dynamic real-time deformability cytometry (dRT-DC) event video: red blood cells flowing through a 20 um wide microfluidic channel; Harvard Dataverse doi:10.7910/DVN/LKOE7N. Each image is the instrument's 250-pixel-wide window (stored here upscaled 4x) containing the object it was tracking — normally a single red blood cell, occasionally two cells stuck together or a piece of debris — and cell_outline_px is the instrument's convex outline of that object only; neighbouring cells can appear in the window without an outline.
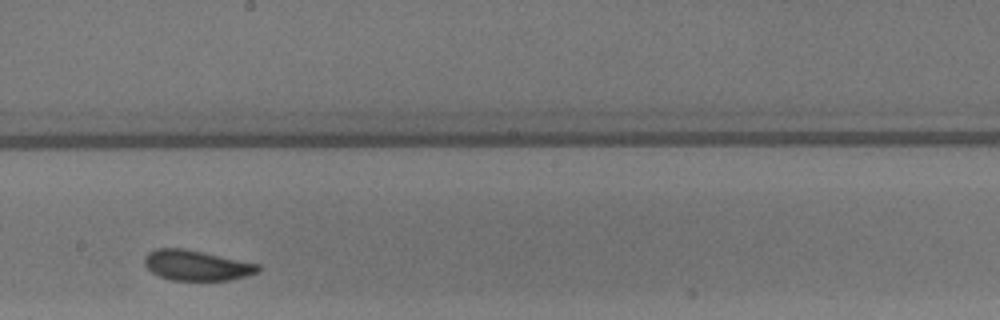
{"species": "common noctule bat (a hibernating species)", "species_latin": "Nyctalus noctula", "temperature_condition": "warm", "stored_images_in_passage": 18, "camera_frame_rate_fps": 3000, "um_per_image_px": 0.085, "animal": {"sex": "male", "body_mass_g": 13.3}, "frame": {"image": 1, "passage_image": 13, "time_ms": 4.0, "image_size_px": [1000, 320], "cell_outline_px": [[260, 268], [256, 272], [244, 276], [228, 280], [172, 280], [160, 276], [152, 272], [144, 264], [144, 256], [148, 252], [156, 248], [184, 248], [260, 264]], "centroid_in_image_um": [16.67, 22.54], "position_along_channel_um": 231.5, "area_um2": 19.88}}
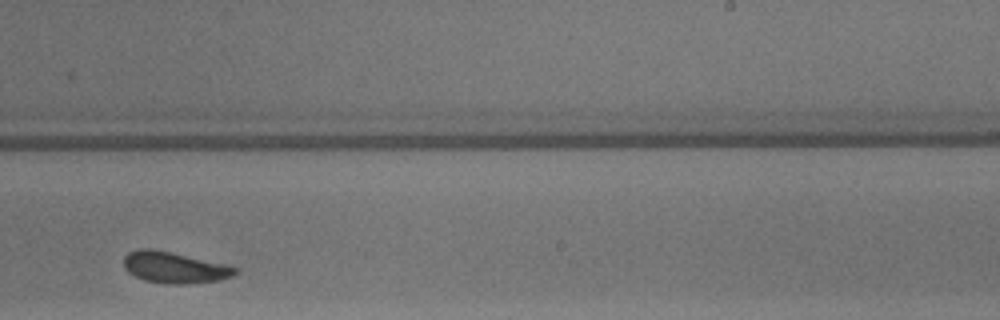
{"frame": {"image": 2, "passage_image": 16, "time_ms": 5.0, "image_size_px": [1000, 320], "cell_outline_px": [[236, 272], [232, 276], [216, 280], [188, 284], [168, 284], [144, 280], [128, 272], [124, 268], [124, 256], [128, 252], [140, 248], [152, 248], [224, 264], [236, 268]], "centroid_in_image_um": [14.76, 22.73], "position_along_channel_um": 274.2, "area_um2": 20.0}}